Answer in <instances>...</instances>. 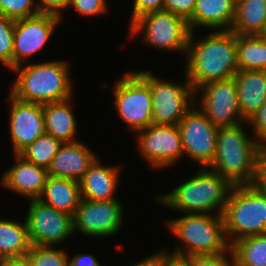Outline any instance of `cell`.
<instances>
[{
	"instance_id": "obj_6",
	"label": "cell",
	"mask_w": 266,
	"mask_h": 266,
	"mask_svg": "<svg viewBox=\"0 0 266 266\" xmlns=\"http://www.w3.org/2000/svg\"><path fill=\"white\" fill-rule=\"evenodd\" d=\"M222 217L230 245L241 238L266 234V191L257 184L233 186Z\"/></svg>"
},
{
	"instance_id": "obj_5",
	"label": "cell",
	"mask_w": 266,
	"mask_h": 266,
	"mask_svg": "<svg viewBox=\"0 0 266 266\" xmlns=\"http://www.w3.org/2000/svg\"><path fill=\"white\" fill-rule=\"evenodd\" d=\"M170 231L182 240L185 247L176 246L173 252H163L179 258L188 255H217L230 252L221 214L187 213L178 219L167 221ZM187 245V246H186Z\"/></svg>"
},
{
	"instance_id": "obj_22",
	"label": "cell",
	"mask_w": 266,
	"mask_h": 266,
	"mask_svg": "<svg viewBox=\"0 0 266 266\" xmlns=\"http://www.w3.org/2000/svg\"><path fill=\"white\" fill-rule=\"evenodd\" d=\"M70 99L43 104L45 133L61 143L76 141V117L73 114Z\"/></svg>"
},
{
	"instance_id": "obj_37",
	"label": "cell",
	"mask_w": 266,
	"mask_h": 266,
	"mask_svg": "<svg viewBox=\"0 0 266 266\" xmlns=\"http://www.w3.org/2000/svg\"><path fill=\"white\" fill-rule=\"evenodd\" d=\"M70 0H39L36 4L38 13L52 14L62 17V11L69 6Z\"/></svg>"
},
{
	"instance_id": "obj_24",
	"label": "cell",
	"mask_w": 266,
	"mask_h": 266,
	"mask_svg": "<svg viewBox=\"0 0 266 266\" xmlns=\"http://www.w3.org/2000/svg\"><path fill=\"white\" fill-rule=\"evenodd\" d=\"M266 26V0H236L231 31L237 35H262Z\"/></svg>"
},
{
	"instance_id": "obj_28",
	"label": "cell",
	"mask_w": 266,
	"mask_h": 266,
	"mask_svg": "<svg viewBox=\"0 0 266 266\" xmlns=\"http://www.w3.org/2000/svg\"><path fill=\"white\" fill-rule=\"evenodd\" d=\"M61 142L44 133L26 147L19 155L26 161L48 169L57 154Z\"/></svg>"
},
{
	"instance_id": "obj_29",
	"label": "cell",
	"mask_w": 266,
	"mask_h": 266,
	"mask_svg": "<svg viewBox=\"0 0 266 266\" xmlns=\"http://www.w3.org/2000/svg\"><path fill=\"white\" fill-rule=\"evenodd\" d=\"M26 256L32 266H68L66 251L50 245L31 244Z\"/></svg>"
},
{
	"instance_id": "obj_41",
	"label": "cell",
	"mask_w": 266,
	"mask_h": 266,
	"mask_svg": "<svg viewBox=\"0 0 266 266\" xmlns=\"http://www.w3.org/2000/svg\"><path fill=\"white\" fill-rule=\"evenodd\" d=\"M156 266H185L178 258L169 256L163 252L156 253Z\"/></svg>"
},
{
	"instance_id": "obj_19",
	"label": "cell",
	"mask_w": 266,
	"mask_h": 266,
	"mask_svg": "<svg viewBox=\"0 0 266 266\" xmlns=\"http://www.w3.org/2000/svg\"><path fill=\"white\" fill-rule=\"evenodd\" d=\"M120 166H103L96 158L82 177L81 197L93 201L118 200L114 193L118 187Z\"/></svg>"
},
{
	"instance_id": "obj_9",
	"label": "cell",
	"mask_w": 266,
	"mask_h": 266,
	"mask_svg": "<svg viewBox=\"0 0 266 266\" xmlns=\"http://www.w3.org/2000/svg\"><path fill=\"white\" fill-rule=\"evenodd\" d=\"M113 93L116 111L130 130L137 133L153 124L150 85L137 70L116 81Z\"/></svg>"
},
{
	"instance_id": "obj_23",
	"label": "cell",
	"mask_w": 266,
	"mask_h": 266,
	"mask_svg": "<svg viewBox=\"0 0 266 266\" xmlns=\"http://www.w3.org/2000/svg\"><path fill=\"white\" fill-rule=\"evenodd\" d=\"M82 197L77 181L48 176L39 200L56 210L75 215Z\"/></svg>"
},
{
	"instance_id": "obj_36",
	"label": "cell",
	"mask_w": 266,
	"mask_h": 266,
	"mask_svg": "<svg viewBox=\"0 0 266 266\" xmlns=\"http://www.w3.org/2000/svg\"><path fill=\"white\" fill-rule=\"evenodd\" d=\"M164 0H134L130 24L143 14L163 10Z\"/></svg>"
},
{
	"instance_id": "obj_39",
	"label": "cell",
	"mask_w": 266,
	"mask_h": 266,
	"mask_svg": "<svg viewBox=\"0 0 266 266\" xmlns=\"http://www.w3.org/2000/svg\"><path fill=\"white\" fill-rule=\"evenodd\" d=\"M256 184L266 191V149H262L259 155Z\"/></svg>"
},
{
	"instance_id": "obj_31",
	"label": "cell",
	"mask_w": 266,
	"mask_h": 266,
	"mask_svg": "<svg viewBox=\"0 0 266 266\" xmlns=\"http://www.w3.org/2000/svg\"><path fill=\"white\" fill-rule=\"evenodd\" d=\"M35 0H0V14L18 20L39 14Z\"/></svg>"
},
{
	"instance_id": "obj_7",
	"label": "cell",
	"mask_w": 266,
	"mask_h": 266,
	"mask_svg": "<svg viewBox=\"0 0 266 266\" xmlns=\"http://www.w3.org/2000/svg\"><path fill=\"white\" fill-rule=\"evenodd\" d=\"M129 25L130 37L143 33L141 40L146 45L168 51L180 50L186 55L191 31L184 18L158 10L143 14Z\"/></svg>"
},
{
	"instance_id": "obj_14",
	"label": "cell",
	"mask_w": 266,
	"mask_h": 266,
	"mask_svg": "<svg viewBox=\"0 0 266 266\" xmlns=\"http://www.w3.org/2000/svg\"><path fill=\"white\" fill-rule=\"evenodd\" d=\"M119 200L93 201L81 199L73 216L74 232L77 229L85 236H112L120 230L123 205Z\"/></svg>"
},
{
	"instance_id": "obj_34",
	"label": "cell",
	"mask_w": 266,
	"mask_h": 266,
	"mask_svg": "<svg viewBox=\"0 0 266 266\" xmlns=\"http://www.w3.org/2000/svg\"><path fill=\"white\" fill-rule=\"evenodd\" d=\"M248 124L253 127L254 138L259 145L266 149V98L259 110L248 121Z\"/></svg>"
},
{
	"instance_id": "obj_8",
	"label": "cell",
	"mask_w": 266,
	"mask_h": 266,
	"mask_svg": "<svg viewBox=\"0 0 266 266\" xmlns=\"http://www.w3.org/2000/svg\"><path fill=\"white\" fill-rule=\"evenodd\" d=\"M150 85L152 122L156 125H178L194 107L197 95L187 77L184 84L158 79L150 71L138 72Z\"/></svg>"
},
{
	"instance_id": "obj_38",
	"label": "cell",
	"mask_w": 266,
	"mask_h": 266,
	"mask_svg": "<svg viewBox=\"0 0 266 266\" xmlns=\"http://www.w3.org/2000/svg\"><path fill=\"white\" fill-rule=\"evenodd\" d=\"M68 266H104L91 254H76L68 259Z\"/></svg>"
},
{
	"instance_id": "obj_1",
	"label": "cell",
	"mask_w": 266,
	"mask_h": 266,
	"mask_svg": "<svg viewBox=\"0 0 266 266\" xmlns=\"http://www.w3.org/2000/svg\"><path fill=\"white\" fill-rule=\"evenodd\" d=\"M190 33L186 56L185 75L196 91L200 86L236 75L238 70L236 33L214 30L194 41Z\"/></svg>"
},
{
	"instance_id": "obj_4",
	"label": "cell",
	"mask_w": 266,
	"mask_h": 266,
	"mask_svg": "<svg viewBox=\"0 0 266 266\" xmlns=\"http://www.w3.org/2000/svg\"><path fill=\"white\" fill-rule=\"evenodd\" d=\"M198 169L189 180L156 200L184 213L210 214L217 208V214L222 215L233 186L208 167Z\"/></svg>"
},
{
	"instance_id": "obj_17",
	"label": "cell",
	"mask_w": 266,
	"mask_h": 266,
	"mask_svg": "<svg viewBox=\"0 0 266 266\" xmlns=\"http://www.w3.org/2000/svg\"><path fill=\"white\" fill-rule=\"evenodd\" d=\"M14 156L16 163L3 173L0 184L29 200L39 199L48 178L47 169L26 161L19 154Z\"/></svg>"
},
{
	"instance_id": "obj_2",
	"label": "cell",
	"mask_w": 266,
	"mask_h": 266,
	"mask_svg": "<svg viewBox=\"0 0 266 266\" xmlns=\"http://www.w3.org/2000/svg\"><path fill=\"white\" fill-rule=\"evenodd\" d=\"M241 124L219 127L216 155L208 167L232 186L256 184L259 155L263 149L255 138H249Z\"/></svg>"
},
{
	"instance_id": "obj_13",
	"label": "cell",
	"mask_w": 266,
	"mask_h": 266,
	"mask_svg": "<svg viewBox=\"0 0 266 266\" xmlns=\"http://www.w3.org/2000/svg\"><path fill=\"white\" fill-rule=\"evenodd\" d=\"M136 137L141 155L156 169L170 167L184 156L178 125L150 124Z\"/></svg>"
},
{
	"instance_id": "obj_16",
	"label": "cell",
	"mask_w": 266,
	"mask_h": 266,
	"mask_svg": "<svg viewBox=\"0 0 266 266\" xmlns=\"http://www.w3.org/2000/svg\"><path fill=\"white\" fill-rule=\"evenodd\" d=\"M9 129L14 155L45 133L43 104L21 101L9 93Z\"/></svg>"
},
{
	"instance_id": "obj_40",
	"label": "cell",
	"mask_w": 266,
	"mask_h": 266,
	"mask_svg": "<svg viewBox=\"0 0 266 266\" xmlns=\"http://www.w3.org/2000/svg\"><path fill=\"white\" fill-rule=\"evenodd\" d=\"M0 266H32L28 257L12 256V257H0Z\"/></svg>"
},
{
	"instance_id": "obj_33",
	"label": "cell",
	"mask_w": 266,
	"mask_h": 266,
	"mask_svg": "<svg viewBox=\"0 0 266 266\" xmlns=\"http://www.w3.org/2000/svg\"><path fill=\"white\" fill-rule=\"evenodd\" d=\"M73 7L81 16L104 14L107 10L106 0H70L69 7Z\"/></svg>"
},
{
	"instance_id": "obj_27",
	"label": "cell",
	"mask_w": 266,
	"mask_h": 266,
	"mask_svg": "<svg viewBox=\"0 0 266 266\" xmlns=\"http://www.w3.org/2000/svg\"><path fill=\"white\" fill-rule=\"evenodd\" d=\"M233 266H266V234L253 235L230 245Z\"/></svg>"
},
{
	"instance_id": "obj_18",
	"label": "cell",
	"mask_w": 266,
	"mask_h": 266,
	"mask_svg": "<svg viewBox=\"0 0 266 266\" xmlns=\"http://www.w3.org/2000/svg\"><path fill=\"white\" fill-rule=\"evenodd\" d=\"M97 157L81 141L61 143L48 167V176L80 182Z\"/></svg>"
},
{
	"instance_id": "obj_32",
	"label": "cell",
	"mask_w": 266,
	"mask_h": 266,
	"mask_svg": "<svg viewBox=\"0 0 266 266\" xmlns=\"http://www.w3.org/2000/svg\"><path fill=\"white\" fill-rule=\"evenodd\" d=\"M229 255V258L227 257ZM185 266H233L231 252L217 255H188L178 258Z\"/></svg>"
},
{
	"instance_id": "obj_30",
	"label": "cell",
	"mask_w": 266,
	"mask_h": 266,
	"mask_svg": "<svg viewBox=\"0 0 266 266\" xmlns=\"http://www.w3.org/2000/svg\"><path fill=\"white\" fill-rule=\"evenodd\" d=\"M15 20L0 14V62L13 69V40Z\"/></svg>"
},
{
	"instance_id": "obj_12",
	"label": "cell",
	"mask_w": 266,
	"mask_h": 266,
	"mask_svg": "<svg viewBox=\"0 0 266 266\" xmlns=\"http://www.w3.org/2000/svg\"><path fill=\"white\" fill-rule=\"evenodd\" d=\"M192 108L179 122L183 153L199 163V167H209L216 155L218 127L214 126L197 106ZM202 165V166H200Z\"/></svg>"
},
{
	"instance_id": "obj_10",
	"label": "cell",
	"mask_w": 266,
	"mask_h": 266,
	"mask_svg": "<svg viewBox=\"0 0 266 266\" xmlns=\"http://www.w3.org/2000/svg\"><path fill=\"white\" fill-rule=\"evenodd\" d=\"M200 94L198 107L216 127H231L248 123L240 112L235 78L208 82L200 86L195 94Z\"/></svg>"
},
{
	"instance_id": "obj_21",
	"label": "cell",
	"mask_w": 266,
	"mask_h": 266,
	"mask_svg": "<svg viewBox=\"0 0 266 266\" xmlns=\"http://www.w3.org/2000/svg\"><path fill=\"white\" fill-rule=\"evenodd\" d=\"M242 117L249 121L266 98V71L239 70L234 76Z\"/></svg>"
},
{
	"instance_id": "obj_11",
	"label": "cell",
	"mask_w": 266,
	"mask_h": 266,
	"mask_svg": "<svg viewBox=\"0 0 266 266\" xmlns=\"http://www.w3.org/2000/svg\"><path fill=\"white\" fill-rule=\"evenodd\" d=\"M29 203L25 222L31 244L55 246L74 234L71 214L56 210L39 199L29 200Z\"/></svg>"
},
{
	"instance_id": "obj_3",
	"label": "cell",
	"mask_w": 266,
	"mask_h": 266,
	"mask_svg": "<svg viewBox=\"0 0 266 266\" xmlns=\"http://www.w3.org/2000/svg\"><path fill=\"white\" fill-rule=\"evenodd\" d=\"M19 65L12 70L17 73L10 94L32 103H53L72 98L69 64L63 60Z\"/></svg>"
},
{
	"instance_id": "obj_25",
	"label": "cell",
	"mask_w": 266,
	"mask_h": 266,
	"mask_svg": "<svg viewBox=\"0 0 266 266\" xmlns=\"http://www.w3.org/2000/svg\"><path fill=\"white\" fill-rule=\"evenodd\" d=\"M238 70L266 71V38L262 35H237Z\"/></svg>"
},
{
	"instance_id": "obj_15",
	"label": "cell",
	"mask_w": 266,
	"mask_h": 266,
	"mask_svg": "<svg viewBox=\"0 0 266 266\" xmlns=\"http://www.w3.org/2000/svg\"><path fill=\"white\" fill-rule=\"evenodd\" d=\"M60 20L56 15L43 13L15 20L13 68L45 46Z\"/></svg>"
},
{
	"instance_id": "obj_20",
	"label": "cell",
	"mask_w": 266,
	"mask_h": 266,
	"mask_svg": "<svg viewBox=\"0 0 266 266\" xmlns=\"http://www.w3.org/2000/svg\"><path fill=\"white\" fill-rule=\"evenodd\" d=\"M236 15V0H196L192 17L187 21L191 32L196 27L230 30Z\"/></svg>"
},
{
	"instance_id": "obj_42",
	"label": "cell",
	"mask_w": 266,
	"mask_h": 266,
	"mask_svg": "<svg viewBox=\"0 0 266 266\" xmlns=\"http://www.w3.org/2000/svg\"><path fill=\"white\" fill-rule=\"evenodd\" d=\"M131 266H156V253Z\"/></svg>"
},
{
	"instance_id": "obj_35",
	"label": "cell",
	"mask_w": 266,
	"mask_h": 266,
	"mask_svg": "<svg viewBox=\"0 0 266 266\" xmlns=\"http://www.w3.org/2000/svg\"><path fill=\"white\" fill-rule=\"evenodd\" d=\"M196 0H164L163 10L188 21L194 12Z\"/></svg>"
},
{
	"instance_id": "obj_43",
	"label": "cell",
	"mask_w": 266,
	"mask_h": 266,
	"mask_svg": "<svg viewBox=\"0 0 266 266\" xmlns=\"http://www.w3.org/2000/svg\"><path fill=\"white\" fill-rule=\"evenodd\" d=\"M262 36H263L264 38H266V26H265V29H264V32H263Z\"/></svg>"
},
{
	"instance_id": "obj_26",
	"label": "cell",
	"mask_w": 266,
	"mask_h": 266,
	"mask_svg": "<svg viewBox=\"0 0 266 266\" xmlns=\"http://www.w3.org/2000/svg\"><path fill=\"white\" fill-rule=\"evenodd\" d=\"M30 246L26 222L0 219V257L26 255Z\"/></svg>"
}]
</instances>
